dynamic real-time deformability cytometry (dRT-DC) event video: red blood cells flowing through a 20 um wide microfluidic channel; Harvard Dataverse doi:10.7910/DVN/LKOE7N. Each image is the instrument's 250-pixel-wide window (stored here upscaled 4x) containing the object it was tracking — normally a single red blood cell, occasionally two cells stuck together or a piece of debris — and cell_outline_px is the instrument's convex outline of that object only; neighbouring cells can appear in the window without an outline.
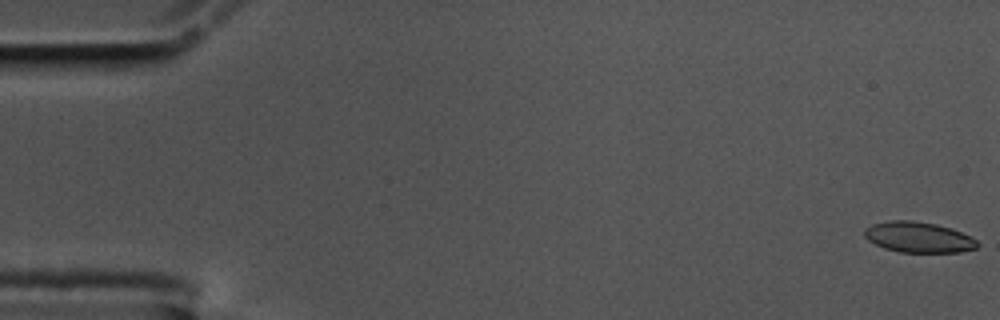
{"species": "common noctule bat (a hibernating species)", "species_latin": "Nyctalus noctula", "temperature_condition": "cold", "stored_images_in_passage": 58, "camera_frame_rate_fps": 3000, "um_per_image_px": 0.085, "animal": {"sex": "male", "body_mass_g": 17.5, "forearm_length_mm": 52.3}, "frame": {"image": 1, "passage_image": 1, "time_ms": 0.0, "image_size_px": [1000, 320], "cell_outline_px": [[980, 244], [976, 248], [960, 252], [900, 252], [884, 248], [868, 240], [864, 236], [864, 228], [872, 224], [888, 220], [912, 220], [936, 224], [972, 236]], "centroid_in_image_um": [78.05, 20.16], "position_along_channel_um": 6.9, "area_um2": 20.17}}
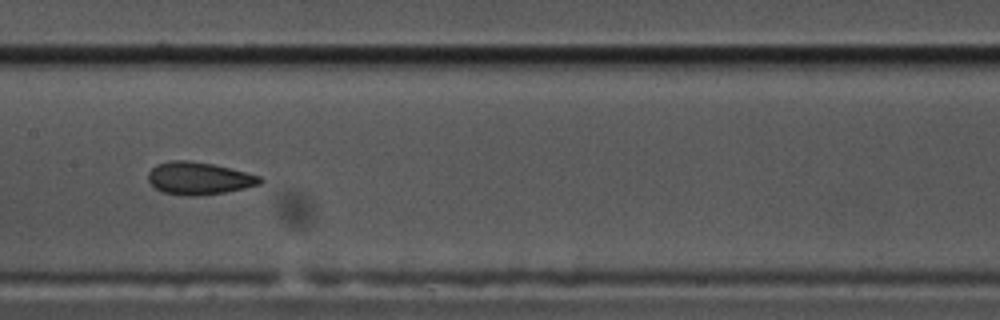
{"frame": {"image": 2, "passage_image": 29, "time_ms": 9.333, "image_size_px": [1000, 320], "cell_outline_px": [[264, 180], [260, 184], [244, 188], [224, 192], [196, 196], [188, 196], [164, 192], [156, 188], [148, 180], [148, 172], [156, 164], [168, 160], [188, 160], [212, 164], [260, 176]], "centroid_in_image_um": [16.88, 15.15], "position_along_channel_um": 190.5, "area_um2": 20.98}}
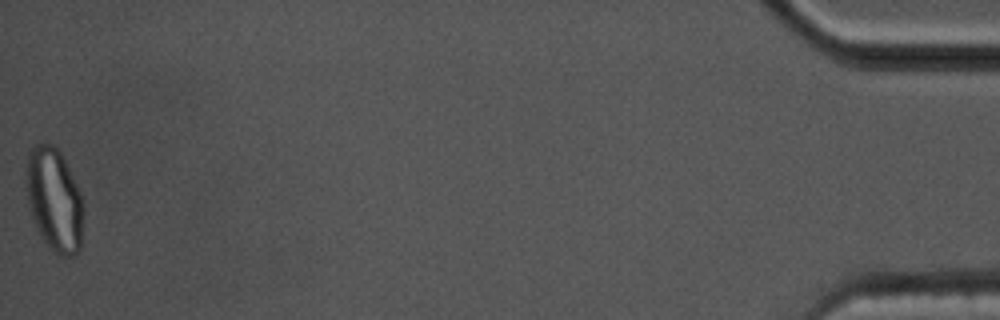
{"frame": {"image": 3, "passage_image": 58, "time_ms": 19.0, "image_size_px": [1000, 320], "cell_outline_px": [[84, 208], [80, 248], [76, 256], [60, 256], [44, 240], [36, 228], [28, 208], [24, 184], [24, 168], [28, 152], [36, 144], [56, 144], [80, 192], [84, 204]], "centroid_in_image_um": [4.58, 16.95], "position_along_channel_um": 430.6, "area_um2": 35.08}, "authors_computed_cell_mechanics": {"area_um2": 21.0103, "velocity_mm_per_s": 3.4932, "shape_relaxation_time_tau1_ms": null, "shape_relaxation_time_tau2_ms": 2.3492, "deformation_change_tau1": null, "deformation_change_tau2": 0.0699}}